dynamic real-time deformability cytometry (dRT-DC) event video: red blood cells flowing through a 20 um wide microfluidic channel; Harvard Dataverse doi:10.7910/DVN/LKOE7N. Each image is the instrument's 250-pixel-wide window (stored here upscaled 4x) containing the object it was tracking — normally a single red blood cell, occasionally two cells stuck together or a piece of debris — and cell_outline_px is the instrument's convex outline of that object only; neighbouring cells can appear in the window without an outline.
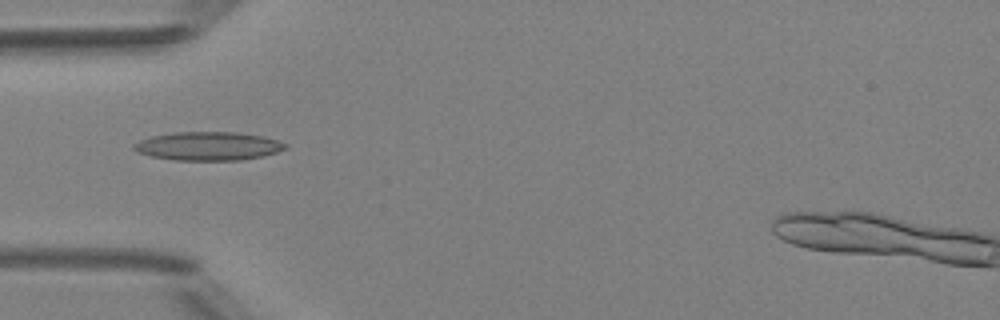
{"species": "Egyptian fruit bat (a non-hibernating species)", "species_latin": "Rousettus aegyptiacus", "temperature_condition": "room temperature", "stored_images_in_passage": 1, "camera_frame_rate_fps": 3000, "um_per_image_px": 0.085, "animal": {"sex": "female"}, "frame": {"image": 1, "passage_image": 1, "time_ms": 0.0, "image_size_px": [1000, 320], "cell_outline_px": [[288, 148], [264, 156], [240, 160], [176, 160], [152, 156], [140, 152], [132, 148], [132, 144], [140, 140], [152, 136], [172, 132], [236, 132], [264, 136], [288, 144]], "centroid_in_image_um": [17.72, 12.41], "position_along_channel_um": 67.3, "area_um2": 25.2}}